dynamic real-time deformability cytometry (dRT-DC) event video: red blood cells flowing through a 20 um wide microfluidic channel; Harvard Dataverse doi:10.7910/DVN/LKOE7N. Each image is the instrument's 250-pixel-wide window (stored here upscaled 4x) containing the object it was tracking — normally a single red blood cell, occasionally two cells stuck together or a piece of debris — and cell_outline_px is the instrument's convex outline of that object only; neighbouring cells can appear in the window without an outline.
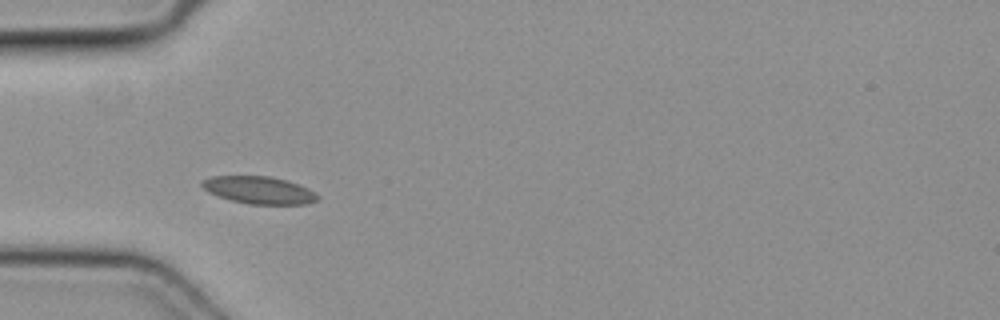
{"species": "common noctule bat (a hibernating species)", "species_latin": "Nyctalus noctula", "temperature_condition": "cold", "stored_images_in_passage": 36, "camera_frame_rate_fps": 3000, "um_per_image_px": 0.085, "animal": {"sex": "female", "body_mass_g": 19.3, "forearm_length_mm": 54.1}, "frame": {"image": 1, "passage_image": 1, "time_ms": 0.0, "image_size_px": [1000, 320], "cell_outline_px": [[320, 200], [308, 204], [248, 204], [216, 196], [208, 192], [200, 184], [200, 180], [212, 176], [268, 176], [288, 180], [300, 184], [316, 192], [320, 196]], "centroid_in_image_um": [22.05, 16.16], "position_along_channel_um": 63.0, "area_um2": 18.79}}
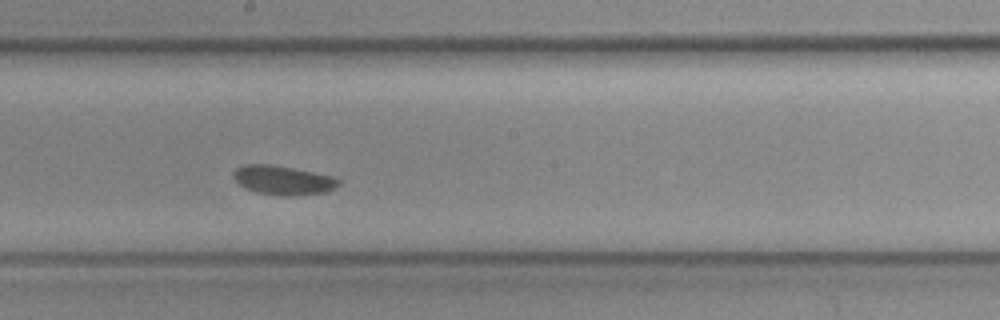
{"frame": {"image": 2, "passage_image": 13, "time_ms": 4.0, "image_size_px": [1000, 320], "cell_outline_px": [[340, 184], [328, 192], [296, 196], [280, 196], [256, 192], [240, 184], [232, 176], [232, 172], [236, 168], [244, 164], [268, 164], [292, 168], [332, 176], [340, 180]], "centroid_in_image_um": [24.07, 15.32], "position_along_channel_um": 224.1, "area_um2": 17.86}}
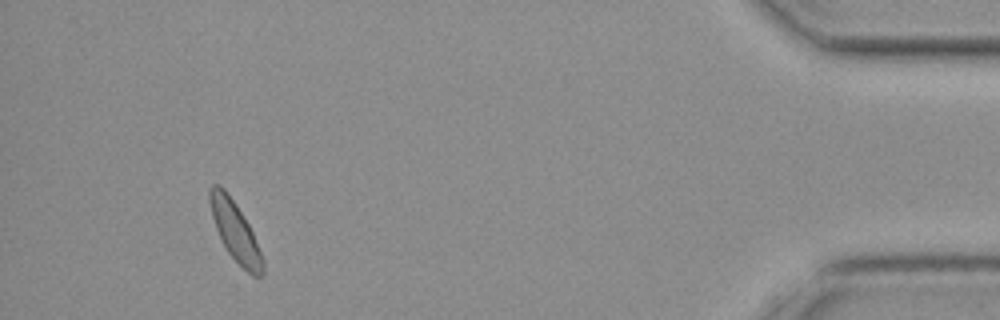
{"frame": {"image": 3, "passage_image": 32, "time_ms": 10.333, "image_size_px": [1000, 320], "cell_outline_px": [[264, 276], [252, 276], [228, 252], [216, 228], [212, 216], [208, 200], [208, 188], [212, 184], [220, 184], [224, 188], [248, 224], [252, 232], [264, 260]], "centroid_in_image_um": [19.98, 19.65], "position_along_channel_um": 415.2, "area_um2": 17.92}}